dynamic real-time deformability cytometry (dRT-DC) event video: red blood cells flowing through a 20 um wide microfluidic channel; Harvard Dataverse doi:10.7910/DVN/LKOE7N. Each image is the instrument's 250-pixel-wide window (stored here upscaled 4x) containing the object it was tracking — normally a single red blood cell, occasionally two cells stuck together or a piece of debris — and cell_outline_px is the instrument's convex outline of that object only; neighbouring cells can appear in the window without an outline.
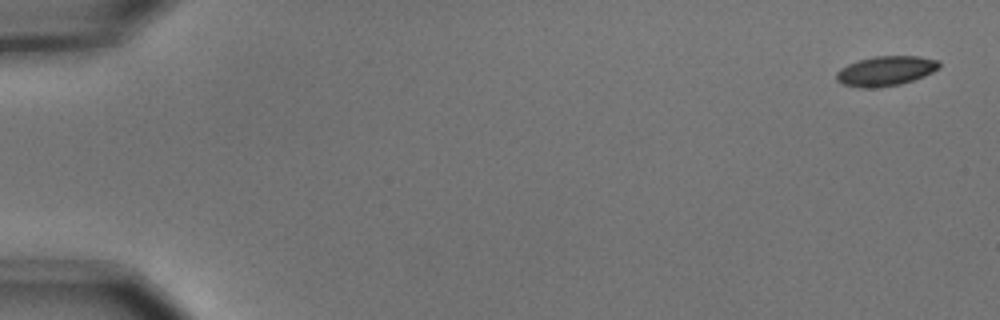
{"species": "common noctule bat (a hibernating species)", "species_latin": "Nyctalus noctula", "temperature_condition": "cold", "stored_images_in_passage": 11, "camera_frame_rate_fps": 3000, "um_per_image_px": 0.085, "animal": {"sex": "male", "body_mass_g": 15.6}, "frame": {"image": 1, "passage_image": 1, "time_ms": 0.0, "image_size_px": [1000, 320], "cell_outline_px": [[940, 68], [924, 76], [900, 84], [876, 88], [860, 88], [840, 84], [836, 80], [836, 72], [840, 68], [848, 64], [860, 60], [876, 56], [920, 56], [940, 60]], "centroid_in_image_um": [75.27, 6.04], "position_along_channel_um": 9.7, "area_um2": 17.98}}
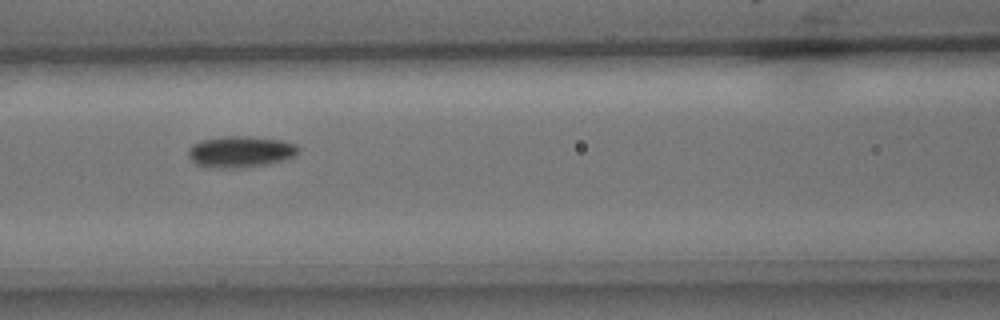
{"frame": {"image": 2, "passage_image": 7, "time_ms": 2.0, "image_size_px": [1000, 320], "cell_outline_px": [[300, 152], [296, 156], [284, 160], [244, 168], [208, 168], [196, 164], [188, 156], [188, 148], [192, 144], [204, 140], [224, 136], [248, 136], [280, 140], [296, 144], [300, 148]], "centroid_in_image_um": [20.45, 12.91], "position_along_channel_um": 146.2, "area_um2": 20.29}}
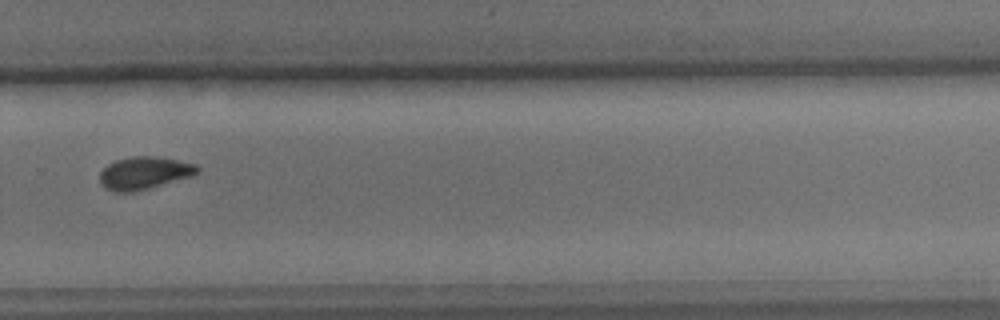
{"frame": {"image": 3, "passage_image": 11, "time_ms": 3.333, "image_size_px": [1000, 320], "cell_outline_px": [[200, 172], [192, 176], [148, 188], [132, 192], [112, 192], [104, 188], [100, 180], [100, 172], [108, 164], [116, 160], [132, 156], [156, 156], [196, 164], [200, 168]], "centroid_in_image_um": [12.26, 14.7], "position_along_channel_um": 317.5, "area_um2": 18.5}}